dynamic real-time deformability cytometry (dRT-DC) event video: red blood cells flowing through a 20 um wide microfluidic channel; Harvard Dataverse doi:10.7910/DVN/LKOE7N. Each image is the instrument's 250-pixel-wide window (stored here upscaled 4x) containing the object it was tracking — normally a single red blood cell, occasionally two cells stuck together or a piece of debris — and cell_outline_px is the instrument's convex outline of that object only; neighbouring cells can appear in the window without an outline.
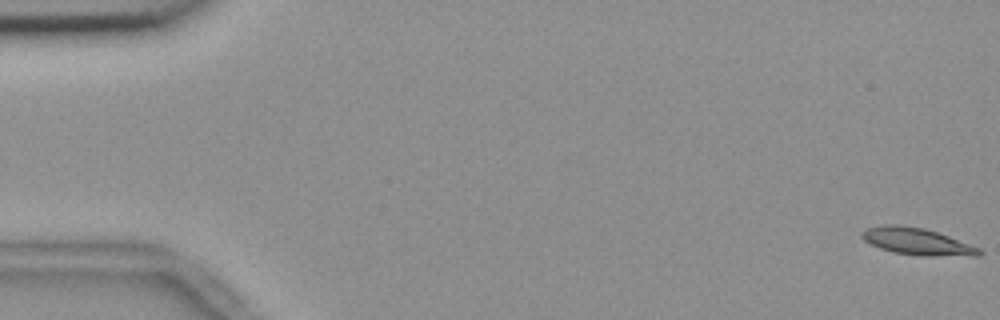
{"species": "common noctule bat (a hibernating species)", "species_latin": "Nyctalus noctula", "temperature_condition": "room temperature", "stored_images_in_passage": 8, "camera_frame_rate_fps": 3000, "um_per_image_px": 0.085, "animal": {"sex": "female", "body_mass_g": 18.4}, "frame": {"image": 1, "passage_image": 1, "time_ms": 0.0, "image_size_px": [1000, 320], "cell_outline_px": [[984, 252], [980, 256], [924, 256], [892, 252], [880, 248], [864, 240], [860, 236], [860, 232], [868, 228], [884, 224], [896, 224], [924, 228], [948, 236], [980, 248]], "centroid_in_image_um": [77.96, 20.53], "position_along_channel_um": 7.0, "area_um2": 18.44}}